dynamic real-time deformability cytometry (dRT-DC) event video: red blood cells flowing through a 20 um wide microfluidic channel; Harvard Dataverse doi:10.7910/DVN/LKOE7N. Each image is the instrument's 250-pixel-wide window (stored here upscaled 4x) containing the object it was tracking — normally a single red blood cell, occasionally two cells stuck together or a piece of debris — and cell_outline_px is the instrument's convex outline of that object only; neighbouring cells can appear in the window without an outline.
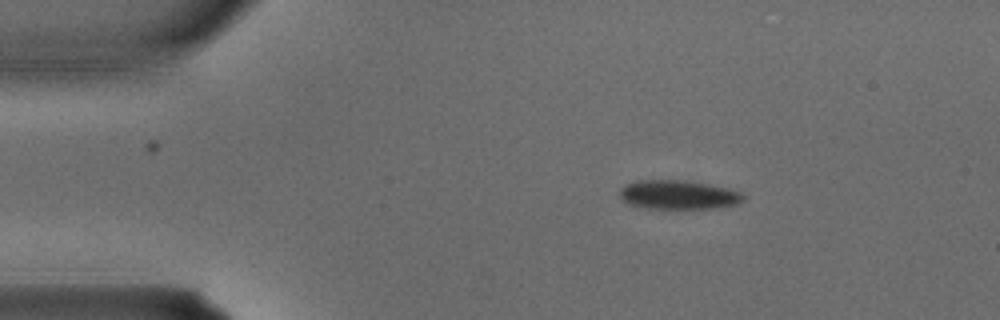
{"species": "common noctule bat (a hibernating species)", "species_latin": "Nyctalus noctula", "temperature_condition": "warm", "stored_images_in_passage": 1, "camera_frame_rate_fps": 3000, "um_per_image_px": 0.085, "animal": {"sex": "male", "body_mass_g": 15.6}, "frame": {"image": 1, "passage_image": 1, "time_ms": 0.0, "image_size_px": [1000, 320], "cell_outline_px": [[744, 200], [736, 204], [712, 208], [648, 208], [628, 204], [620, 196], [620, 188], [624, 184], [636, 180], [680, 180], [708, 184], [728, 188], [740, 192], [744, 196]], "centroid_in_image_um": [57.62, 16.54], "position_along_channel_um": 27.4, "area_um2": 20.75}}